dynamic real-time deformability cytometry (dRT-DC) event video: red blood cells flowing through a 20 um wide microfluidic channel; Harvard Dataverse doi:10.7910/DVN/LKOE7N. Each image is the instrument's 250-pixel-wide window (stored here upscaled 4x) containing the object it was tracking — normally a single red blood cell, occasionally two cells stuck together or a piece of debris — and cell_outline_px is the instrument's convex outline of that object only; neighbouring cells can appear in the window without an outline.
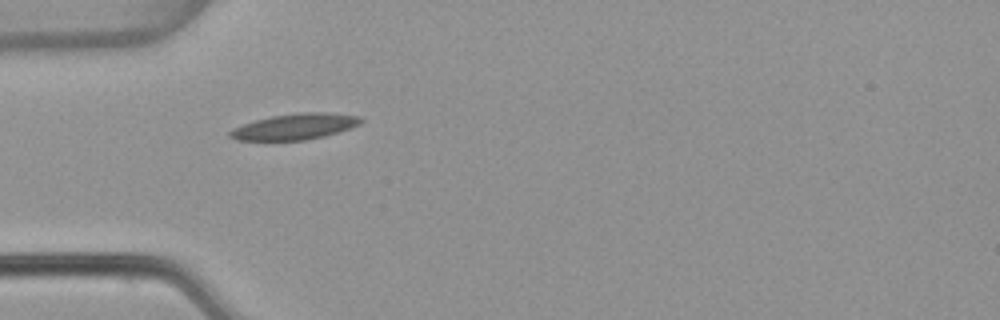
{"species": "common noctule bat (a hibernating species)", "species_latin": "Nyctalus noctula", "temperature_condition": "warm", "stored_images_in_passage": 5, "camera_frame_rate_fps": 3000, "um_per_image_px": 0.085, "animal": {"sex": "female", "body_mass_g": 22.7, "forearm_length_mm": 54.2}, "frame": {"image": 1, "passage_image": 1, "time_ms": 0.0, "image_size_px": [1000, 320], "cell_outline_px": [[364, 120], [360, 124], [324, 136], [304, 140], [236, 140], [228, 136], [228, 132], [232, 128], [256, 120], [272, 116], [300, 112], [324, 112], [360, 116]], "centroid_in_image_um": [25.05, 10.75], "position_along_channel_um": 60.0, "area_um2": 19.59}}